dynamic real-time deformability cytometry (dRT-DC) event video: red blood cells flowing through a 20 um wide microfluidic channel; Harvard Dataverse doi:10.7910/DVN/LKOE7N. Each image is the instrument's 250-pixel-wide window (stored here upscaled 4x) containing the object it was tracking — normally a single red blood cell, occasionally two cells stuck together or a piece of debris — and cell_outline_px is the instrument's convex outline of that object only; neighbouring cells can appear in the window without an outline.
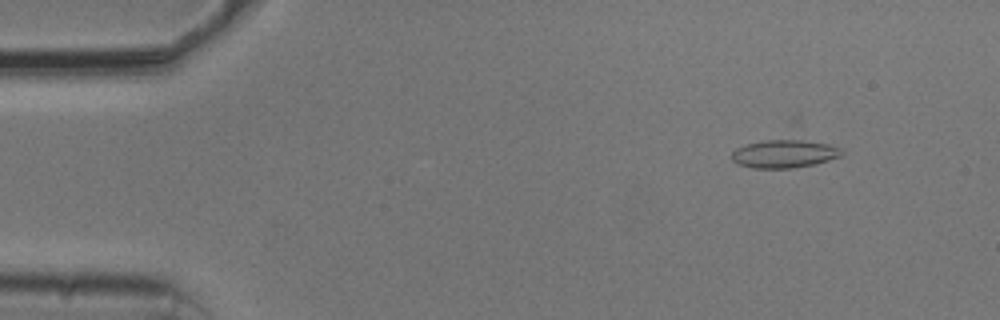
{"species": "common noctule bat (a hibernating species)", "species_latin": "Nyctalus noctula", "temperature_condition": "cold", "stored_images_in_passage": 54, "camera_frame_rate_fps": 3000, "um_per_image_px": 0.085, "animal": {"sex": "male", "body_mass_g": 20.5, "forearm_length_mm": 52.5}, "frame": {"image": 1, "passage_image": 6, "time_ms": 1.667, "image_size_px": [1000, 320], "cell_outline_px": [[844, 152], [840, 156], [828, 160], [812, 164], [792, 168], [752, 168], [736, 164], [732, 160], [732, 152], [736, 148], [748, 144], [764, 140], [800, 140], [828, 144], [840, 148]], "centroid_in_image_um": [66.62, 13.08], "position_along_channel_um": 18.4, "area_um2": 17.74}}
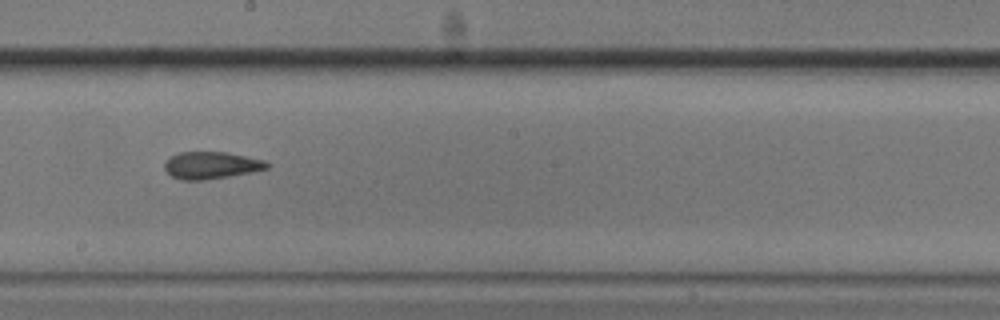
{"frame": {"image": 2, "passage_image": 30, "time_ms": 9.667, "image_size_px": [1000, 320], "cell_outline_px": [[272, 164], [268, 168], [252, 172], [204, 180], [180, 180], [172, 176], [164, 168], [164, 160], [180, 152], [224, 152], [264, 160]], "centroid_in_image_um": [17.94, 14.05], "position_along_channel_um": 230.3, "area_um2": 16.13}}
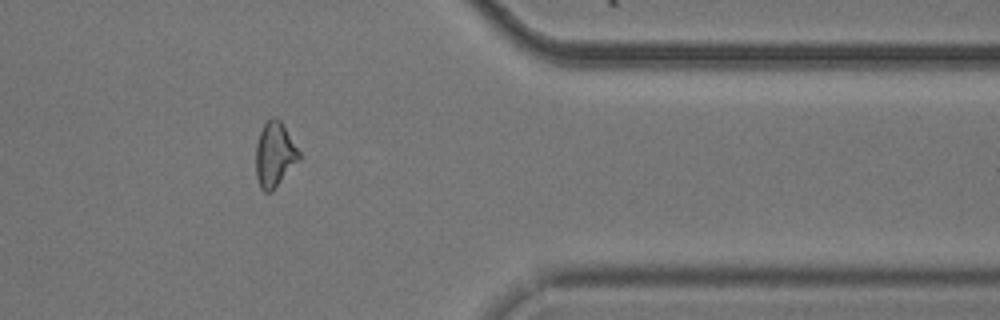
{"frame": {"image": 3, "passage_image": 44, "time_ms": 14.333, "image_size_px": [1000, 320], "cell_outline_px": [[300, 160], [272, 192], [264, 192], [260, 188], [256, 176], [256, 144], [260, 132], [264, 124], [272, 116], [276, 116], [280, 120], [300, 152]], "centroid_in_image_um": [23.34, 13.16], "position_along_channel_um": 388.1, "area_um2": 16.42}, "authors_computed_cell_mechanics": {"area_um2": 16.762, "velocity_mm_per_s": 3.7467, "shape_relaxation_time_tau1_ms": 5.4249, "shape_relaxation_time_tau2_ms": 3.4685, "deformation_change_tau1": 0.1206, "deformation_change_tau2": 0.1105}}